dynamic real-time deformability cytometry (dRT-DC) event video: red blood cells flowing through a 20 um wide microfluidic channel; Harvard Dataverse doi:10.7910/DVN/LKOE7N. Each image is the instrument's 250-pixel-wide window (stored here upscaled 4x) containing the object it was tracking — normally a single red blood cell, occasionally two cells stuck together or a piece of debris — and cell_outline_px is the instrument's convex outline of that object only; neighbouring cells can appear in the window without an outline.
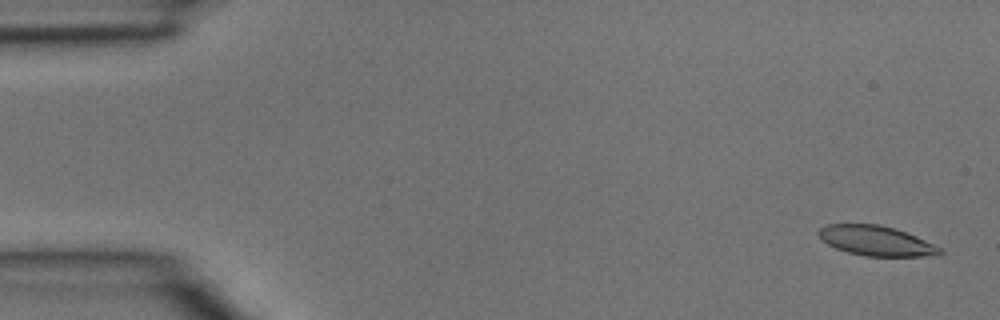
{"species": "common noctule bat (a hibernating species)", "species_latin": "Nyctalus noctula", "temperature_condition": "room temperature", "stored_images_in_passage": 3, "camera_frame_rate_fps": 3000, "um_per_image_px": 0.085, "animal": {"sex": "male", "body_mass_g": 15.6}, "frame": {"image": 1, "passage_image": 1, "time_ms": 0.0, "image_size_px": [1000, 320], "cell_outline_px": [[944, 252], [936, 256], [864, 256], [848, 252], [836, 248], [828, 244], [816, 232], [824, 224], [880, 224], [896, 228], [916, 236], [944, 248]], "centroid_in_image_um": [74.52, 20.46], "position_along_channel_um": 10.5, "area_um2": 21.33}}